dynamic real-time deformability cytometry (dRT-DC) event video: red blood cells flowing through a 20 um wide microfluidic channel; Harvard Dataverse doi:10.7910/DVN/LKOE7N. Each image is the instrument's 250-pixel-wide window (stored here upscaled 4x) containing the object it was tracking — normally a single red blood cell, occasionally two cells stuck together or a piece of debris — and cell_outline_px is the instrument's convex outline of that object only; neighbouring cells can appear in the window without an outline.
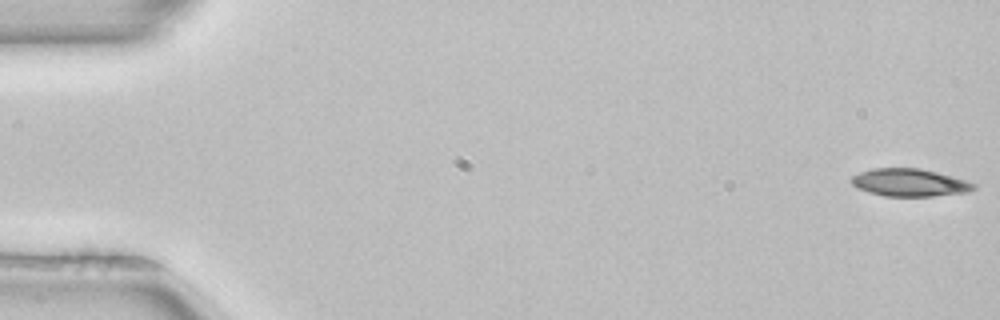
{"species": "common noctule bat (a hibernating species)", "species_latin": "Nyctalus noctula", "temperature_condition": "room temperature", "stored_images_in_passage": 52, "camera_frame_rate_fps": 3000, "um_per_image_px": 0.085, "animal": {"sex": "female", "body_mass_g": 22.7, "forearm_length_mm": 54.2}, "frame": {"image": 1, "passage_image": 1, "time_ms": 0.0, "image_size_px": [1000, 320], "cell_outline_px": [[976, 188], [968, 192], [932, 196], [884, 196], [868, 192], [856, 188], [848, 180], [852, 176], [860, 172], [872, 168], [920, 168], [936, 172], [964, 180], [976, 184]], "centroid_in_image_um": [77.26, 15.52], "position_along_channel_um": 7.7, "area_um2": 19.71}}
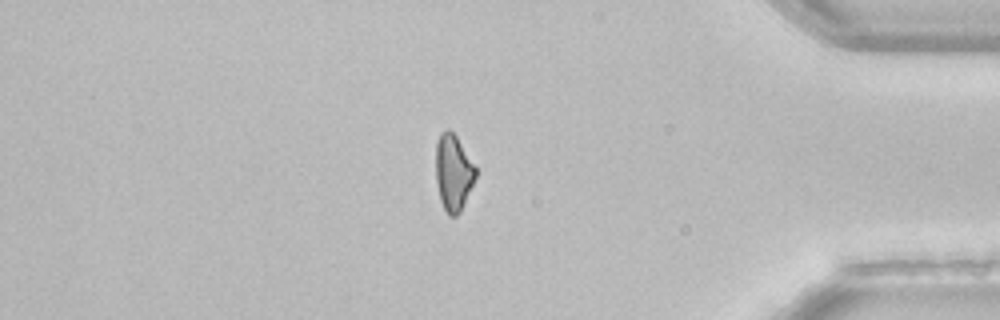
{"frame": {"image": 2, "passage_image": 44, "time_ms": 14.333, "image_size_px": [1000, 320], "cell_outline_px": [[476, 176], [460, 212], [456, 216], [448, 216], [440, 200], [436, 180], [436, 144], [440, 132], [444, 128], [448, 128], [456, 136], [476, 168]], "centroid_in_image_um": [38.51, 14.65], "position_along_channel_um": 396.7, "area_um2": 17.57}}
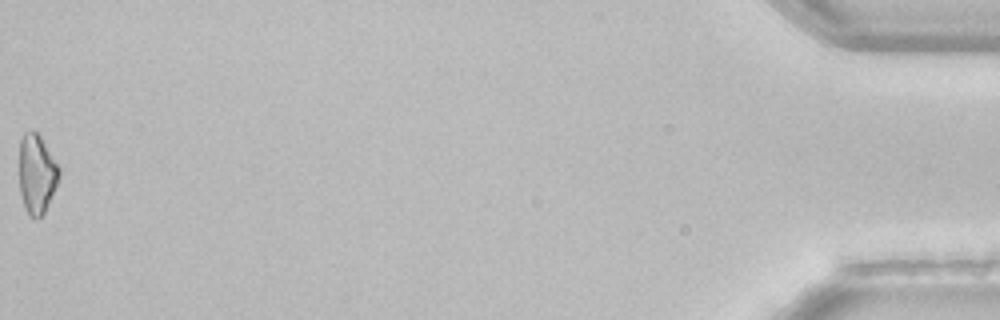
{"frame": {"image": 3, "passage_image": 52, "time_ms": 17.0, "image_size_px": [1000, 320], "cell_outline_px": [[60, 176], [44, 212], [36, 220], [28, 216], [24, 208], [20, 192], [20, 140], [24, 132], [32, 128], [40, 136], [60, 168]], "centroid_in_image_um": [3.11, 14.78], "position_along_channel_um": 432.1, "area_um2": 18.38}, "authors_computed_cell_mechanics": {"area_um2": 19.8543, "velocity_mm_per_s": 3.989, "shape_relaxation_time_tau1_ms": 2.6062, "shape_relaxation_time_tau2_ms": null, "deformation_change_tau1": 0.1224, "deformation_change_tau2": null}}